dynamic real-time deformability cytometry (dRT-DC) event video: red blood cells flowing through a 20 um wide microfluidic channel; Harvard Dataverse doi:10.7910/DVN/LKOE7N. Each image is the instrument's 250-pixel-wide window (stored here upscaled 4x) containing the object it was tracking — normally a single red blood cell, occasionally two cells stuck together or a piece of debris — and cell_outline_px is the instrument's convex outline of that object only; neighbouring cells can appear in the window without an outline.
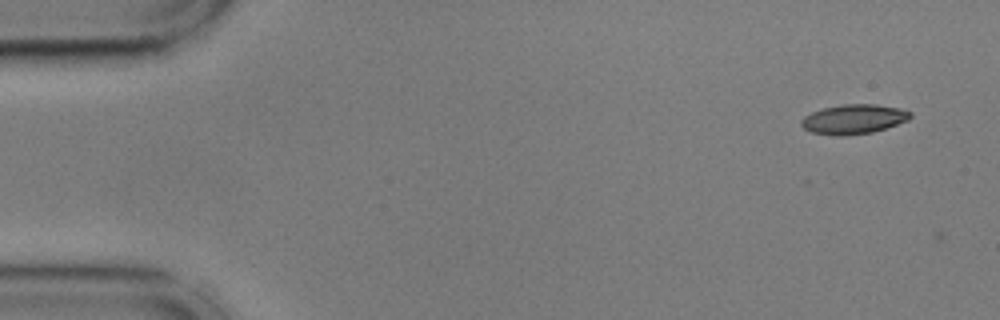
{"species": "common noctule bat (a hibernating species)", "species_latin": "Nyctalus noctula", "temperature_condition": "cold", "stored_images_in_passage": 3, "camera_frame_rate_fps": 3000, "um_per_image_px": 0.085, "animal": {"sex": "male", "body_mass_g": 17.9, "forearm_length_mm": 54.2}, "frame": {"image": 1, "passage_image": 1, "time_ms": 0.0, "image_size_px": [1000, 320], "cell_outline_px": [[912, 116], [908, 120], [872, 132], [848, 136], [836, 136], [812, 132], [804, 128], [800, 124], [800, 120], [804, 116], [812, 112], [824, 108], [840, 104], [876, 104], [900, 108], [912, 112]], "centroid_in_image_um": [72.55, 10.12], "position_along_channel_um": 12.4, "area_um2": 18.84}}